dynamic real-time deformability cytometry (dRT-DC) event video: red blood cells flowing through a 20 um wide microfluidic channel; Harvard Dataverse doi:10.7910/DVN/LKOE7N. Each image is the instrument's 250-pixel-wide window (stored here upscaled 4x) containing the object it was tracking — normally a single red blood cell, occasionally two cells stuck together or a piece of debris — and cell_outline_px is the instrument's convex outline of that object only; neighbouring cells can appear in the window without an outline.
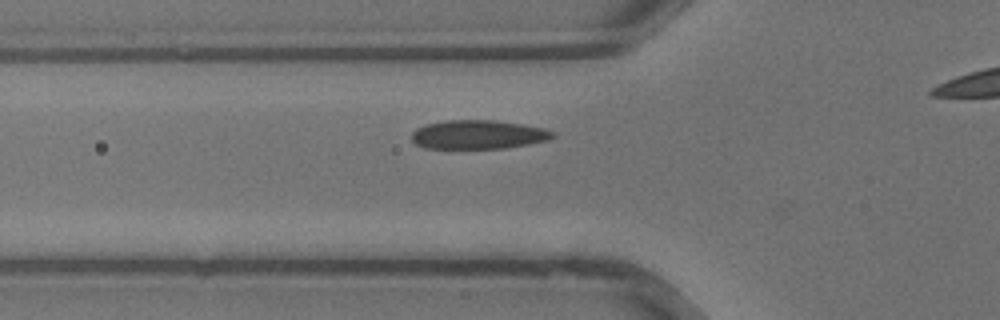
{"species": "common noctule bat (a hibernating species)", "species_latin": "Nyctalus noctula", "temperature_condition": "warm", "stored_images_in_passage": 25, "camera_frame_rate_fps": 3000, "um_per_image_px": 0.085, "animal": {"sex": "male", "body_mass_g": 13.3}, "frame": {"image": 1, "passage_image": 6, "time_ms": 1.667, "image_size_px": [1000, 320], "cell_outline_px": [[556, 136], [548, 140], [528, 144], [504, 148], [424, 148], [416, 144], [412, 140], [412, 132], [416, 128], [428, 124], [444, 120], [496, 120], [544, 128], [556, 132]], "centroid_in_image_um": [40.66, 11.43], "position_along_channel_um": 85.1, "area_um2": 23.76}}
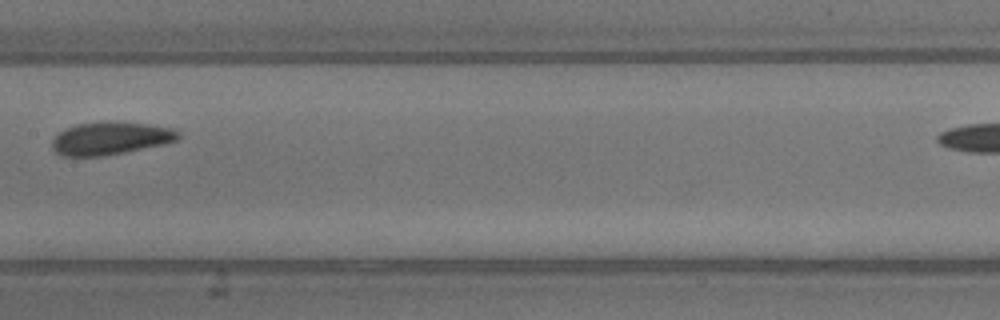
{"frame": {"image": 2, "passage_image": 12, "time_ms": 3.667, "image_size_px": [1000, 320], "cell_outline_px": [[180, 136], [176, 140], [164, 144], [104, 156], [60, 156], [52, 152], [52, 140], [64, 128], [76, 124], [104, 120], [116, 120], [148, 124], [176, 128], [180, 132]], "centroid_in_image_um": [9.37, 11.73], "position_along_channel_um": 198.0, "area_um2": 24.74}}
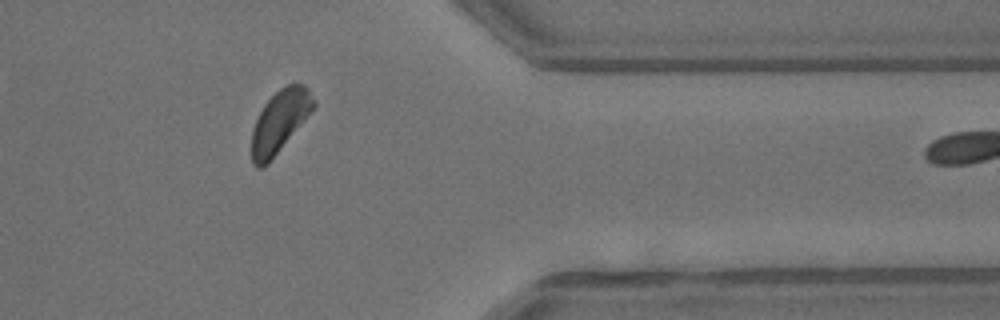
{"frame": {"image": 3, "passage_image": 23, "time_ms": 7.333, "image_size_px": [1000, 320], "cell_outline_px": [[316, 104], [268, 164], [260, 168], [256, 168], [252, 164], [252, 128], [264, 104], [280, 88], [288, 84], [304, 84], [308, 88], [316, 100]], "centroid_in_image_um": [23.76, 10.31], "position_along_channel_um": 387.6, "area_um2": 21.96}}